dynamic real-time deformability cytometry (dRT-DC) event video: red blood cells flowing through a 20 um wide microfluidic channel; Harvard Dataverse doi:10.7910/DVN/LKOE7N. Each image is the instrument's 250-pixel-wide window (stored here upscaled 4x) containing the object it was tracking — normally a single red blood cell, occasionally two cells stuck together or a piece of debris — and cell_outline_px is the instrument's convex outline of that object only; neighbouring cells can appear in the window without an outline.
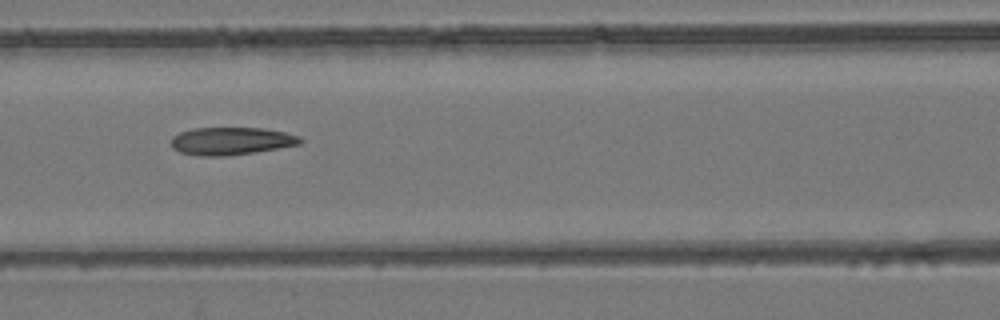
{"species": "common noctule bat (a hibernating species)", "species_latin": "Nyctalus noctula", "temperature_condition": "room temperature", "stored_images_in_passage": 6, "camera_frame_rate_fps": 3000, "um_per_image_px": 0.085, "animal": {"sex": "female", "body_mass_g": 24.6, "forearm_length_mm": 56.2}, "frame": {"image": 1, "passage_image": 5, "time_ms": 5.333, "image_size_px": [1000, 320], "cell_outline_px": [[304, 140], [300, 144], [228, 156], [200, 156], [180, 152], [172, 148], [172, 136], [180, 132], [192, 128], [264, 128], [284, 132], [300, 136]], "centroid_in_image_um": [19.64, 11.98], "position_along_channel_um": 147.0, "area_um2": 20.75}}
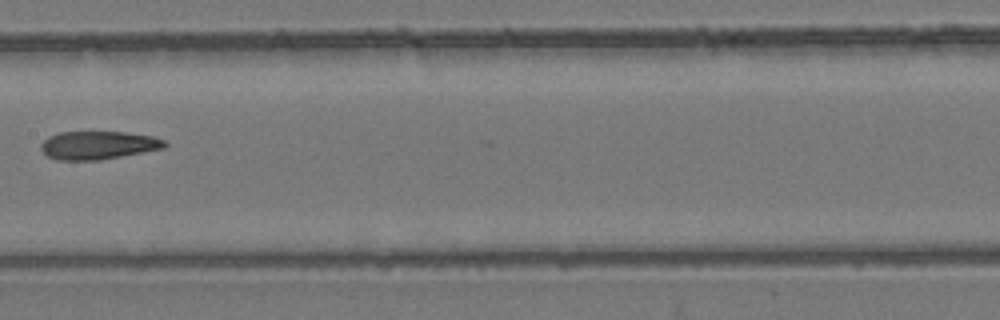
{"frame": {"image": 2, "passage_image": 6, "time_ms": 6.667, "image_size_px": [1000, 320], "cell_outline_px": [[168, 144], [164, 148], [100, 160], [56, 160], [48, 156], [40, 148], [40, 144], [48, 136], [60, 132], [124, 132], [152, 136], [164, 140]], "centroid_in_image_um": [8.32, 12.34], "position_along_channel_um": 199.1, "area_um2": 20.29}}